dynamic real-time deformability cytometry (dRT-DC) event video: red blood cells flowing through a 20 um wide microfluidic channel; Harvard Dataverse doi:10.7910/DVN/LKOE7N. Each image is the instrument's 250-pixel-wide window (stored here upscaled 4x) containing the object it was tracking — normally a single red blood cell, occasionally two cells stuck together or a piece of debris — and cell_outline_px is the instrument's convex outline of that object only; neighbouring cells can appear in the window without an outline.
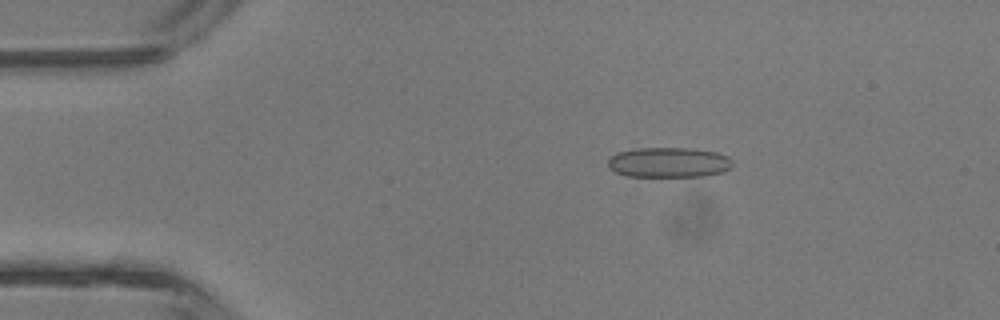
{"species": "common noctule bat (a hibernating species)", "species_latin": "Nyctalus noctula", "temperature_condition": "room temperature", "stored_images_in_passage": 4, "camera_frame_rate_fps": 3000, "um_per_image_px": 0.085, "animal": {"sex": "male", "body_mass_g": 13.3}, "frame": {"image": 1, "passage_image": 3, "time_ms": 2.333, "image_size_px": [1000, 320], "cell_outline_px": [[732, 164], [724, 172], [704, 176], [628, 176], [616, 172], [608, 168], [608, 160], [616, 152], [632, 148], [688, 148], [716, 152], [728, 156], [732, 160]], "centroid_in_image_um": [56.82, 13.8], "position_along_channel_um": 28.2, "area_um2": 21.91}}